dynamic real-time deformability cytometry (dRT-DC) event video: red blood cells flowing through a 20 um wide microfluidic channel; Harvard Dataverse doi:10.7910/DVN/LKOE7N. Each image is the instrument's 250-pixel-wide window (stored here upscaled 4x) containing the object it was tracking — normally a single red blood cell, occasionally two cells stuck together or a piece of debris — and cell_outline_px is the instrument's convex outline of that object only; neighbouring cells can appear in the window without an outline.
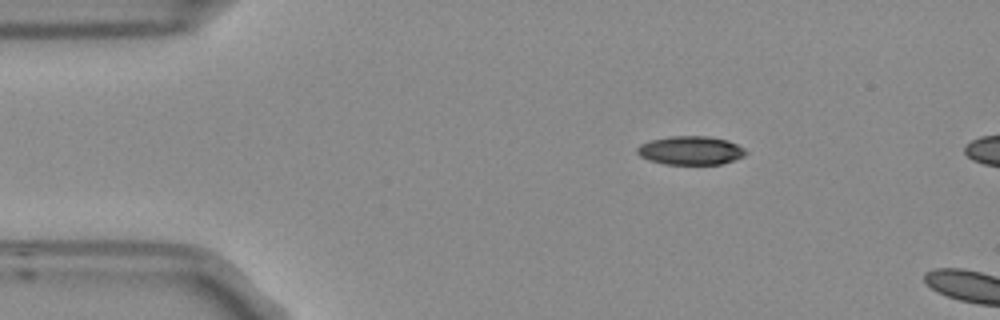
{"species": "Egyptian fruit bat (a non-hibernating species)", "species_latin": "Rousettus aegyptiacus", "temperature_condition": "room temperature", "stored_images_in_passage": 2, "camera_frame_rate_fps": 3000, "um_per_image_px": 0.085, "frame": {"image": 1, "passage_image": 1, "time_ms": 0.0, "image_size_px": [1000, 320], "cell_outline_px": [[748, 152], [744, 156], [720, 164], [664, 164], [648, 160], [640, 156], [636, 152], [636, 148], [640, 144], [652, 140], [672, 136], [708, 136], [728, 140], [744, 148]], "centroid_in_image_um": [58.69, 12.79], "position_along_channel_um": 26.3, "area_um2": 18.09}}